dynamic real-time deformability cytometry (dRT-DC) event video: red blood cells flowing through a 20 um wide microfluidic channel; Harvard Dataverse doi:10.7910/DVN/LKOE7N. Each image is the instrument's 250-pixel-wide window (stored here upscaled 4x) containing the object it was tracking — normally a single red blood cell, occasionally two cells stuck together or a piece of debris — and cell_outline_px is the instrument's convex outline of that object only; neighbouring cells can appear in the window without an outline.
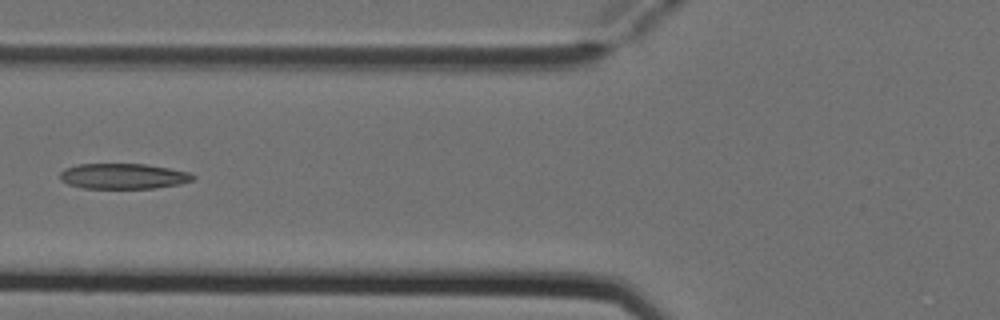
{"species": "Egyptian fruit bat (a non-hibernating species)", "species_latin": "Rousettus aegyptiacus", "temperature_condition": "cold", "stored_images_in_passage": 5, "camera_frame_rate_fps": 3000, "um_per_image_px": 0.085, "animal": {"sex": "female"}, "frame": {"image": 1, "passage_image": 5, "time_ms": 1.333, "image_size_px": [1000, 320], "cell_outline_px": [[196, 176], [192, 180], [180, 184], [156, 188], [84, 188], [68, 184], [60, 180], [60, 172], [64, 168], [76, 164], [144, 164], [168, 168], [188, 172]], "centroid_in_image_um": [10.45, 14.97], "position_along_channel_um": 115.4, "area_um2": 19.71}}